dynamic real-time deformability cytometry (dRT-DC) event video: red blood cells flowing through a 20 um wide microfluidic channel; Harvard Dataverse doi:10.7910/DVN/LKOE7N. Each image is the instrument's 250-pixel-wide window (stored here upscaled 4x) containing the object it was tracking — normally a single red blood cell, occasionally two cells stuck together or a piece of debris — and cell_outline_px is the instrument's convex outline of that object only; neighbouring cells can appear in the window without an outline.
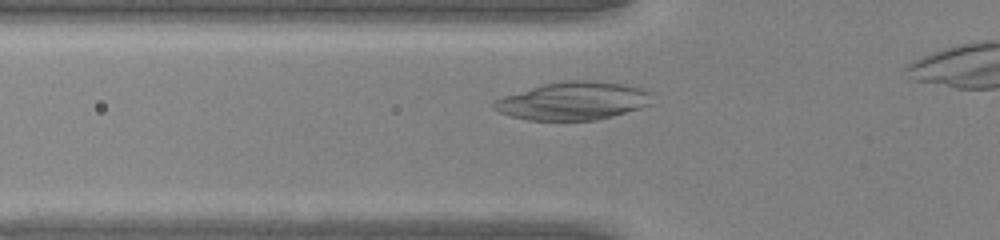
{"species": "common noctule bat (a hibernating species)", "species_latin": "Nyctalus noctula", "temperature_condition": "warm", "stored_images_in_passage": 26, "camera_frame_rate_fps": 3000, "um_per_image_px": 0.085, "animal": {"sex": "male", "body_mass_g": 20.0, "forearm_length_mm": 53.3}, "frame": {"image": 1, "passage_image": 4, "time_ms": 1.0, "image_size_px": [1000, 240], "cell_outline_px": [[652, 104], [640, 108], [612, 116], [596, 120], [528, 120], [512, 116], [500, 112], [492, 108], [492, 104], [496, 100], [504, 96], [544, 84], [564, 80], [596, 80], [624, 84], [644, 88], [652, 92]], "centroid_in_image_um": [48.78, 8.57], "position_along_channel_um": 77.0, "area_um2": 35.14}}
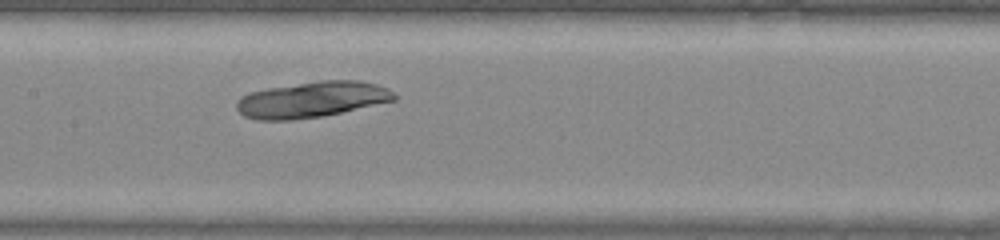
{"frame": {"image": 2, "passage_image": 11, "time_ms": 3.333, "image_size_px": [1000, 240], "cell_outline_px": [[396, 100], [324, 116], [292, 120], [256, 120], [244, 116], [236, 108], [236, 100], [240, 96], [248, 92], [268, 88], [320, 80], [360, 80], [376, 84], [388, 88], [396, 92]], "centroid_in_image_um": [26.51, 8.46], "position_along_channel_um": 180.9, "area_um2": 33.29}}
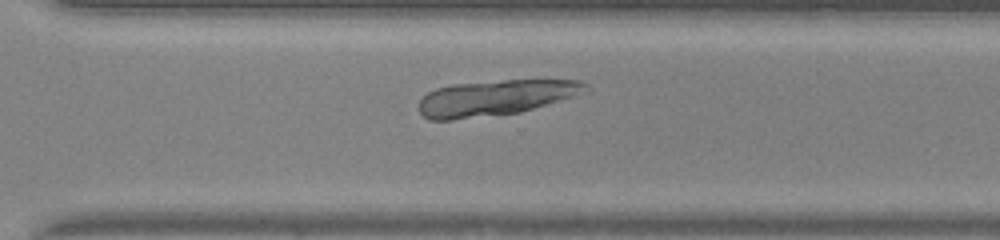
{"frame": {"image": 3, "passage_image": 21, "time_ms": 6.667, "image_size_px": [1000, 240], "cell_outline_px": [[592, 88], [588, 92], [520, 112], [452, 120], [428, 120], [416, 108], [420, 100], [428, 92], [436, 88], [452, 84], [504, 80], [580, 80], [588, 84]], "centroid_in_image_um": [42.12, 8.3], "position_along_channel_um": 328.5, "area_um2": 34.74}}